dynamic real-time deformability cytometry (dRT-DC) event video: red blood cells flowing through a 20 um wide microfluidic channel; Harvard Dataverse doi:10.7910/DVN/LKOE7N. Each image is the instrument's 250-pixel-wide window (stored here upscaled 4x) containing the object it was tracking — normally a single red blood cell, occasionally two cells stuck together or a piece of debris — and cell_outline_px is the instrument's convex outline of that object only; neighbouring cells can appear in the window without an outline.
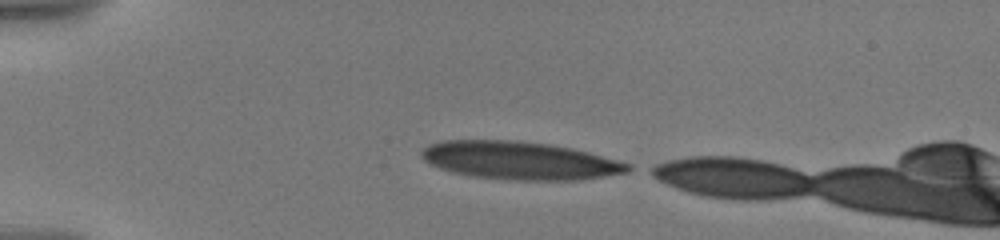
{"species": "human", "species_latin": "Homo sapiens", "temperature_condition": "warm", "stored_images_in_passage": 6, "camera_frame_rate_fps": 3000, "um_per_image_px": 0.085, "donor": {"sex": "male"}, "frame": {"image": 1, "passage_image": 1, "time_ms": 0.0, "image_size_px": [1000, 240], "cell_outline_px": [[636, 168], [628, 172], [580, 180], [516, 180], [472, 176], [452, 172], [440, 168], [424, 160], [420, 156], [420, 152], [428, 144], [440, 140], [520, 140], [552, 144], [572, 148], [588, 152], [632, 164]], "centroid_in_image_um": [44.2, 13.63], "position_along_channel_um": 40.8, "area_um2": 46.01}}